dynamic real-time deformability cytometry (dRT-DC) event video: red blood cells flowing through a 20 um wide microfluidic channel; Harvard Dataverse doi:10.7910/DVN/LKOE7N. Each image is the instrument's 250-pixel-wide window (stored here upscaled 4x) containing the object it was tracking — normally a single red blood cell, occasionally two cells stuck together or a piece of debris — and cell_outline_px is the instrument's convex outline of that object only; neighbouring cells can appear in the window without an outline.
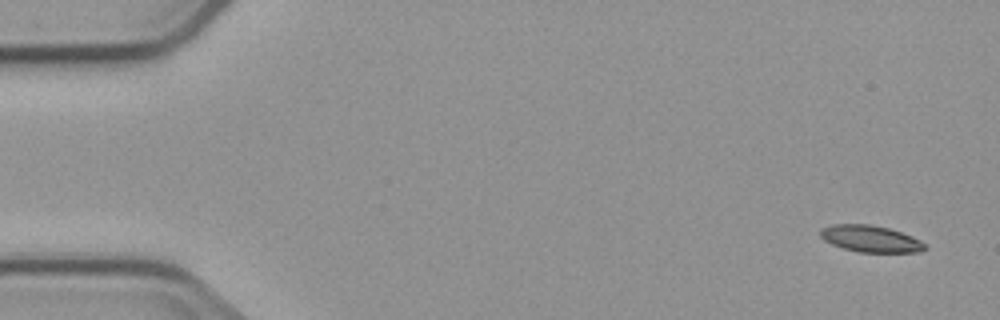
{"species": "common noctule bat (a hibernating species)", "species_latin": "Nyctalus noctula", "temperature_condition": "cold", "stored_images_in_passage": 6, "camera_frame_rate_fps": 3000, "um_per_image_px": 0.085, "animal": {"sex": "male", "body_mass_g": 23.1, "forearm_length_mm": 52.7}, "frame": {"image": 1, "passage_image": 1, "time_ms": 0.0, "image_size_px": [1000, 320], "cell_outline_px": [[928, 248], [920, 252], [860, 252], [844, 248], [832, 244], [824, 240], [820, 236], [820, 228], [832, 224], [872, 224], [888, 228], [912, 236], [920, 240]], "centroid_in_image_um": [73.99, 20.29], "position_along_channel_um": 11.0, "area_um2": 16.24}}